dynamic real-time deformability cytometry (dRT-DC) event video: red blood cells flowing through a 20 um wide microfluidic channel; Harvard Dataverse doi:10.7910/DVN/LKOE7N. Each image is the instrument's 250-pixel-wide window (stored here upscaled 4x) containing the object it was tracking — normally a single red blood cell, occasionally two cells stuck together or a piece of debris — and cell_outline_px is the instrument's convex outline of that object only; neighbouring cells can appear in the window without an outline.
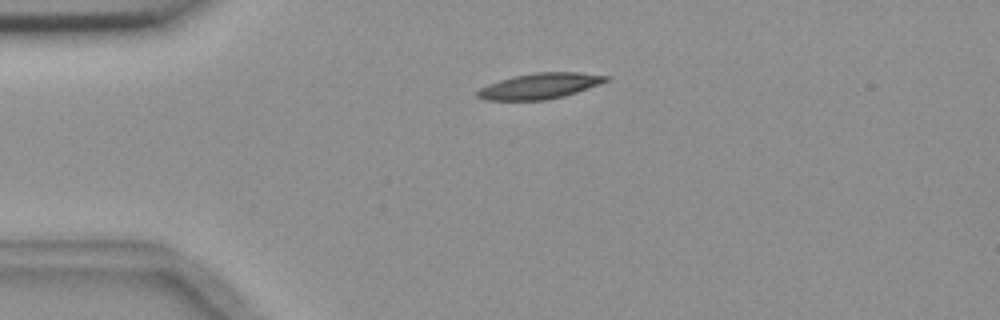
{"species": "common noctule bat (a hibernating species)", "species_latin": "Nyctalus noctula", "temperature_condition": "room temperature", "stored_images_in_passage": 2, "camera_frame_rate_fps": 3000, "um_per_image_px": 0.085, "animal": {"sex": "female", "body_mass_g": 18.4}, "frame": {"image": 1, "passage_image": 1, "time_ms": 0.0, "image_size_px": [1000, 320], "cell_outline_px": [[612, 76], [608, 80], [600, 84], [564, 96], [548, 100], [484, 100], [476, 96], [476, 92], [480, 88], [488, 84], [512, 76], [536, 72], [580, 72]], "centroid_in_image_um": [45.89, 7.3], "position_along_channel_um": 39.1, "area_um2": 19.36}}